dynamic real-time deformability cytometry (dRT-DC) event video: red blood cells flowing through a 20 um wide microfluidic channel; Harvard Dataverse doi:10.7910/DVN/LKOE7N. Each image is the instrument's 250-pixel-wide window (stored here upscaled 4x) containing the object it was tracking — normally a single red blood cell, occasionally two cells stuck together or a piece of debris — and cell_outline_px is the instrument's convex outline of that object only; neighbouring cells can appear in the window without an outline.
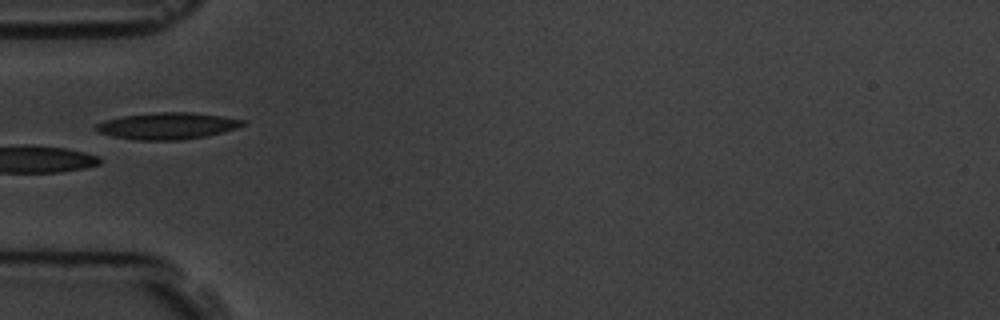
{"species": "common noctule bat (a hibernating species)", "species_latin": "Nyctalus noctula", "temperature_condition": "room temperature", "stored_images_in_passage": 10, "camera_frame_rate_fps": 3000, "um_per_image_px": 0.085, "animal": {"sex": "male", "body_mass_g": 19.5, "forearm_length_mm": 54.6}, "frame": {"image": 1, "passage_image": 5, "time_ms": 5.667, "image_size_px": [1000, 320], "cell_outline_px": [[248, 120], [244, 124], [236, 128], [204, 136], [180, 140], [136, 140], [112, 136], [100, 132], [92, 128], [96, 124], [104, 120], [124, 116], [156, 112], [192, 112]], "centroid_in_image_um": [14.2, 10.69], "position_along_channel_um": 70.8, "area_um2": 22.66}}
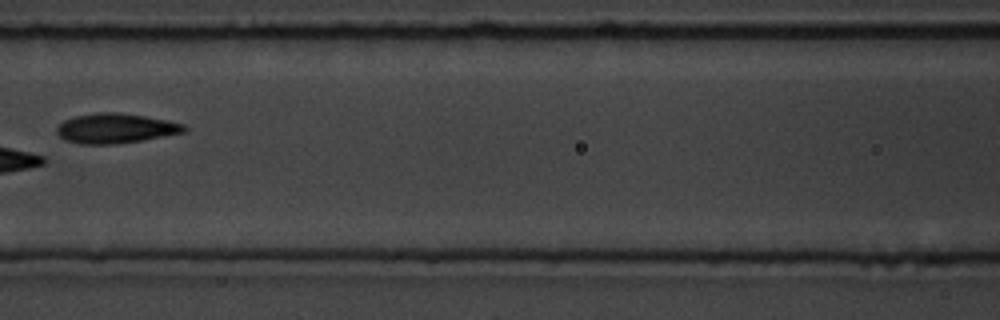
{"frame": {"image": 2, "passage_image": 7, "time_ms": 8.0, "image_size_px": [1000, 320], "cell_outline_px": [[188, 132], [116, 144], [80, 144], [64, 140], [56, 132], [56, 128], [64, 120], [76, 116], [96, 112], [116, 112], [144, 116], [184, 124], [188, 128]], "centroid_in_image_um": [9.82, 10.91], "position_along_channel_um": 156.8, "area_um2": 22.08}}